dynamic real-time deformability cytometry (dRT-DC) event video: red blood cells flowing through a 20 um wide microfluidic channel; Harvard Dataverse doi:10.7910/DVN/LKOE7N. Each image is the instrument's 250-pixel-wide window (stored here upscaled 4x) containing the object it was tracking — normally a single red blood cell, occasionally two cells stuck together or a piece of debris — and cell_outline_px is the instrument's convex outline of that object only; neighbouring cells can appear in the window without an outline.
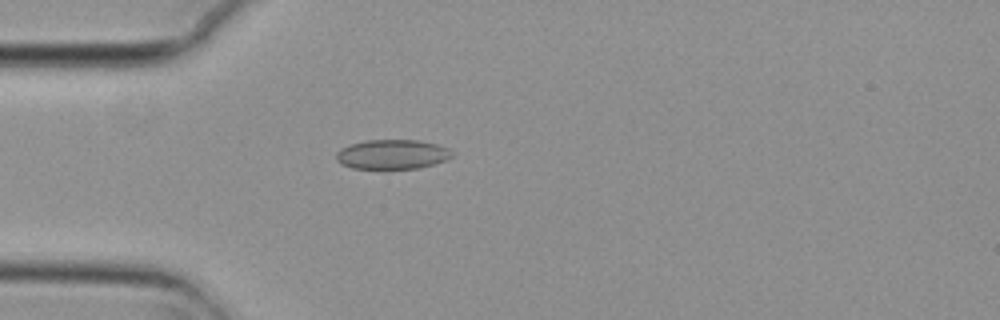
{"species": "common noctule bat (a hibernating species)", "species_latin": "Nyctalus noctula", "temperature_condition": "cold", "stored_images_in_passage": 5, "camera_frame_rate_fps": 3000, "um_per_image_px": 0.085, "animal": {"sex": "female", "body_mass_g": 29.2, "forearm_length_mm": 56.3}, "frame": {"image": 1, "passage_image": 4, "time_ms": 1.0, "image_size_px": [1000, 320], "cell_outline_px": [[452, 156], [448, 160], [420, 168], [384, 172], [352, 168], [340, 164], [336, 160], [336, 152], [340, 148], [364, 140], [420, 140], [436, 144], [448, 148], [452, 152]], "centroid_in_image_um": [33.31, 13.17], "position_along_channel_um": 51.7, "area_um2": 20.98}}